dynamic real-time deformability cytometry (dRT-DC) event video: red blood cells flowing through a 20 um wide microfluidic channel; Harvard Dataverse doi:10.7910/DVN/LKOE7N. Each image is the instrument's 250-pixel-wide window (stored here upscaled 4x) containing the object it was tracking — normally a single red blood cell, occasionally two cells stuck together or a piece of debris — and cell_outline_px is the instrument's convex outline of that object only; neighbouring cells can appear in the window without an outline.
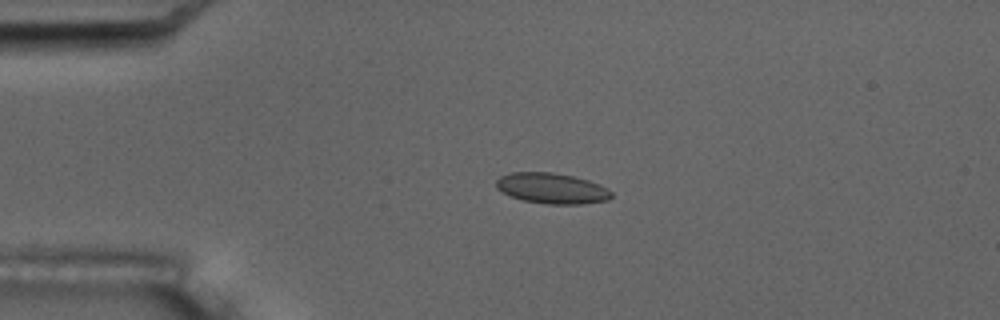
{"species": "common noctule bat (a hibernating species)", "species_latin": "Nyctalus noctula", "temperature_condition": "room temperature", "stored_images_in_passage": 1, "camera_frame_rate_fps": 3000, "um_per_image_px": 0.085, "animal": {"sex": "male", "body_mass_g": 17.5, "forearm_length_mm": 52.3}, "frame": {"image": 1, "passage_image": 1, "time_ms": 0.0, "image_size_px": [1000, 320], "cell_outline_px": [[612, 196], [608, 200], [580, 204], [544, 204], [524, 200], [512, 196], [496, 188], [496, 180], [500, 176], [512, 172], [552, 172], [572, 176], [588, 180], [600, 184], [608, 188], [612, 192]], "centroid_in_image_um": [46.93, 16.0], "position_along_channel_um": 38.1, "area_um2": 20.52}}